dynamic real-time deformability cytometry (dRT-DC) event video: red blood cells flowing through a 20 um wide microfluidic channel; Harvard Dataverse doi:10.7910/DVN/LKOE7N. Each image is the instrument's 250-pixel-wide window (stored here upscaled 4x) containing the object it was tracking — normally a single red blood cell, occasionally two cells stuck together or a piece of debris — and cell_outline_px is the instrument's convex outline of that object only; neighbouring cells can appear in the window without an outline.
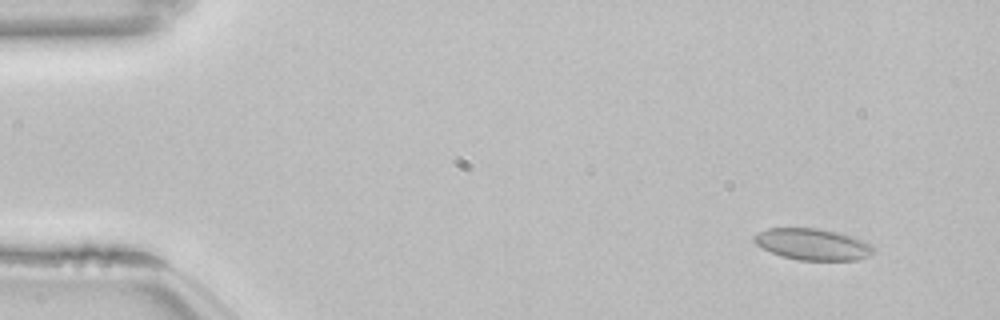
{"species": "common noctule bat (a hibernating species)", "species_latin": "Nyctalus noctula", "temperature_condition": "room temperature", "stored_images_in_passage": 54, "camera_frame_rate_fps": 3000, "um_per_image_px": 0.085, "animal": {"sex": "female", "body_mass_g": 22.7, "forearm_length_mm": 54.2}, "frame": {"image": 1, "passage_image": 5, "time_ms": 1.333, "image_size_px": [1000, 320], "cell_outline_px": [[876, 252], [868, 256], [856, 260], [800, 260], [780, 256], [756, 244], [752, 240], [752, 236], [756, 232], [768, 228], [816, 228], [836, 232], [852, 236], [864, 240], [872, 244], [876, 248]], "centroid_in_image_um": [69.09, 20.76], "position_along_channel_um": 15.9, "area_um2": 22.08}}
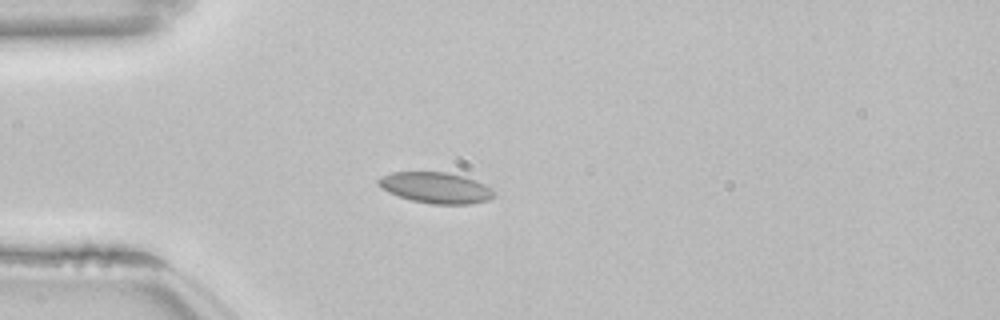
{"frame": {"image": 2, "passage_image": 15, "time_ms": 4.667, "image_size_px": [1000, 320], "cell_outline_px": [[496, 192], [488, 200], [468, 204], [432, 204], [412, 200], [388, 192], [376, 180], [380, 176], [392, 172], [448, 172], [464, 176], [476, 180], [484, 184]], "centroid_in_image_um": [37.05, 15.95], "position_along_channel_um": 47.9, "area_um2": 20.69}}
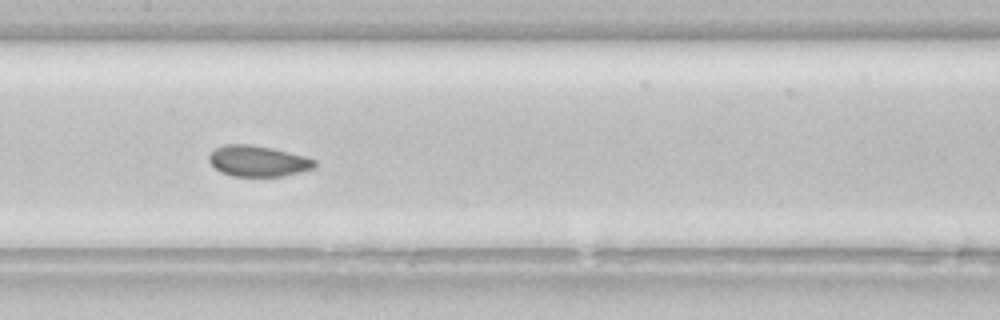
{"frame": {"image": 3, "passage_image": 27, "time_ms": 8.667, "image_size_px": [1000, 320], "cell_outline_px": [[316, 168], [300, 172], [280, 176], [232, 176], [220, 172], [208, 160], [208, 156], [216, 148], [224, 144], [248, 144], [272, 148], [304, 156], [316, 160]], "centroid_in_image_um": [21.93, 13.69], "position_along_channel_um": 185.5, "area_um2": 18.96}, "authors_computed_cell_mechanics": {"area_um2": 20.4612, "velocity_mm_per_s": 3.821, "shape_relaxation_time_tau1_ms": null, "shape_relaxation_time_tau2_ms": 0.8389, "deformation_change_tau1": null, "deformation_change_tau2": 0.0433}}